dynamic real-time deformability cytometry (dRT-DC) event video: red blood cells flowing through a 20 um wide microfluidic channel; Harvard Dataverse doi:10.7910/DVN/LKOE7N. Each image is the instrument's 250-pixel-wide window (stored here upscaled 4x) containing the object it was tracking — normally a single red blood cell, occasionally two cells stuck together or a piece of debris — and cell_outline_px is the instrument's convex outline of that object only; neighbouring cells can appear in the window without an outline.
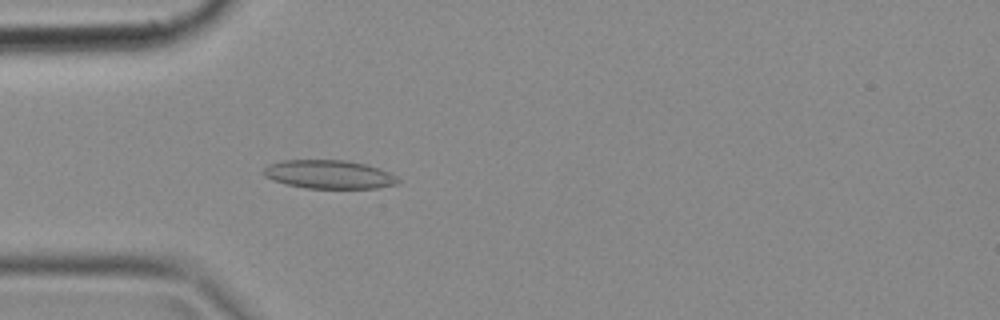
{"species": "common noctule bat (a hibernating species)", "species_latin": "Nyctalus noctula", "temperature_condition": "cold", "stored_images_in_passage": 47, "camera_frame_rate_fps": 3000, "um_per_image_px": 0.085, "animal": {"sex": "female", "body_mass_g": 18.4}, "frame": {"image": 1, "passage_image": 12, "time_ms": 3.667, "image_size_px": [1000, 320], "cell_outline_px": [[400, 180], [396, 184], [376, 188], [304, 188], [284, 184], [272, 180], [264, 176], [260, 172], [268, 164], [284, 160], [344, 160], [364, 164], [380, 168], [396, 176]], "centroid_in_image_um": [27.91, 14.82], "position_along_channel_um": 57.1, "area_um2": 22.48}}
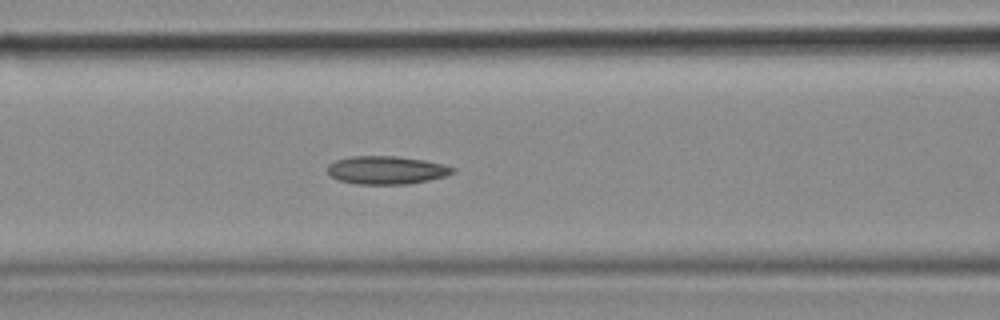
{"frame": {"image": 2, "passage_image": 18, "time_ms": 5.667, "image_size_px": [1000, 320], "cell_outline_px": [[456, 172], [448, 176], [408, 184], [356, 184], [340, 180], [332, 176], [328, 172], [328, 164], [336, 160], [352, 156], [396, 156], [424, 160], [444, 164], [456, 168]], "centroid_in_image_um": [32.91, 14.46], "position_along_channel_um": 133.7, "area_um2": 20.58}}
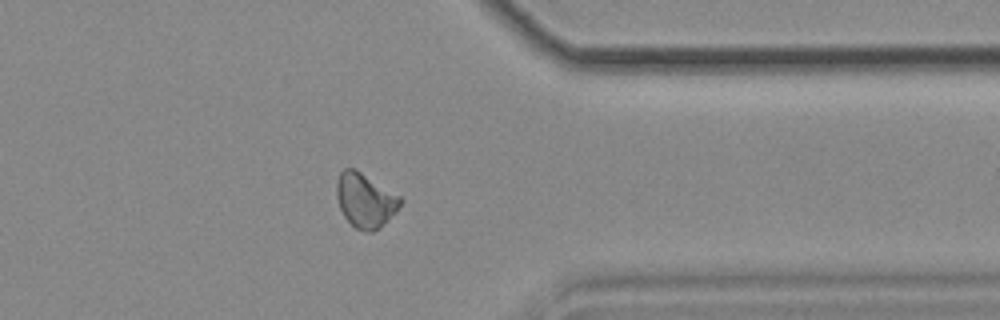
{"frame": {"image": 3, "passage_image": 37, "time_ms": 12.0, "image_size_px": [1000, 320], "cell_outline_px": [[404, 200], [396, 212], [380, 228], [372, 232], [368, 232], [356, 228], [344, 216], [340, 208], [336, 196], [336, 184], [340, 172], [344, 168], [352, 168], [360, 172], [400, 196]], "centroid_in_image_um": [31.05, 17.04], "position_along_channel_um": 380.4, "area_um2": 20.0}}